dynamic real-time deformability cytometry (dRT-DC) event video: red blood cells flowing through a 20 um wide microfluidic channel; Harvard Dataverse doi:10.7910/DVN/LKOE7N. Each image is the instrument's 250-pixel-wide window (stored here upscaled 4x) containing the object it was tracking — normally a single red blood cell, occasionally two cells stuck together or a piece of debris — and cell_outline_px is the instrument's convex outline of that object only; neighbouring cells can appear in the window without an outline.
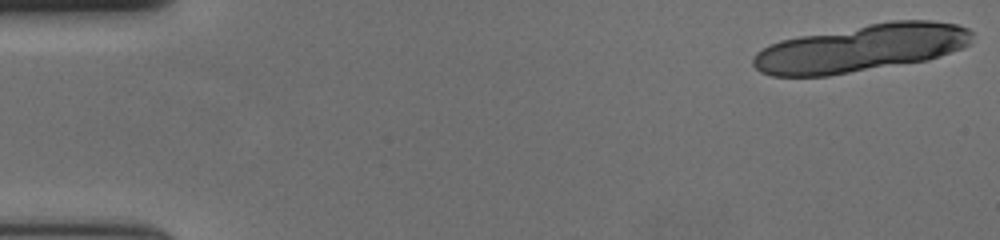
{"species": "human", "species_latin": "Homo sapiens", "temperature_condition": "cold", "stored_images_in_passage": 22, "segment_of_instrument_passage": [1, 2], "camera_frame_rate_fps": 3000, "um_per_image_px": 0.085, "donor": {"sex": "female"}, "frame": {"image": 1, "passage_image": 1, "time_ms": 0.0, "image_size_px": [1000, 240], "cell_outline_px": [[972, 44], [928, 60], [828, 76], [772, 76], [760, 72], [752, 64], [752, 56], [756, 52], [768, 44], [780, 40], [800, 36], [868, 24], [892, 20], [932, 20], [956, 24], [968, 28], [972, 32]], "centroid_in_image_um": [73.19, 4.09], "position_along_channel_um": 11.8, "area_um2": 60.63}}